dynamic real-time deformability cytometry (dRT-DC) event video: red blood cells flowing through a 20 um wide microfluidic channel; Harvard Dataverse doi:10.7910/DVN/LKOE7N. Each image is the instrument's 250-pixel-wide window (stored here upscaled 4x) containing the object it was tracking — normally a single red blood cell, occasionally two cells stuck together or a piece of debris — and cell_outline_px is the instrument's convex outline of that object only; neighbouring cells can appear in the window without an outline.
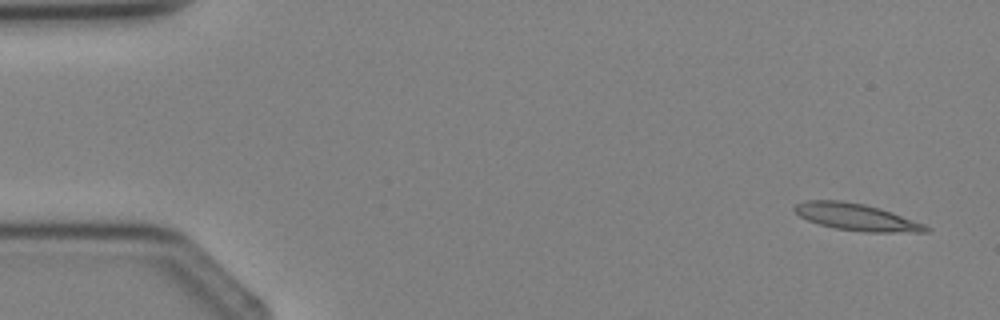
{"species": "Egyptian fruit bat (a non-hibernating species)", "species_latin": "Rousettus aegyptiacus", "temperature_condition": "cold", "stored_images_in_passage": 4, "camera_frame_rate_fps": 3000, "um_per_image_px": 0.085, "animal": {"sex": "female"}, "frame": {"image": 1, "passage_image": 1, "time_ms": 0.0, "image_size_px": [1000, 320], "cell_outline_px": [[932, 228], [928, 232], [868, 232], [836, 228], [820, 224], [808, 220], [800, 216], [792, 208], [796, 204], [804, 200], [840, 200], [864, 204], [880, 208], [892, 212], [924, 224]], "centroid_in_image_um": [72.8, 18.44], "position_along_channel_um": 12.2, "area_um2": 20.46}}
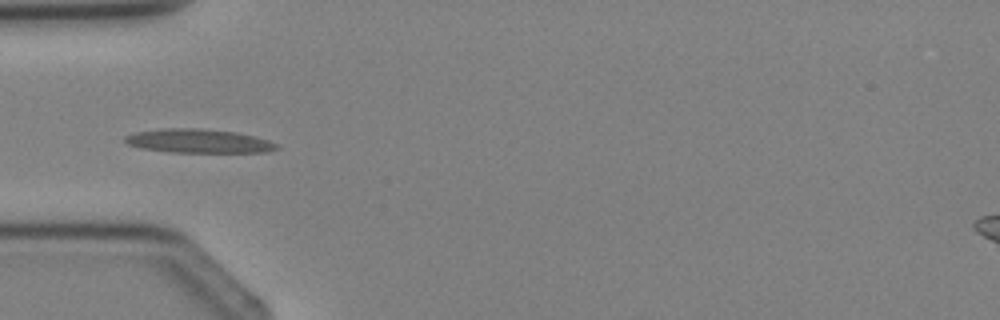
{"frame": {"image": 2, "passage_image": 4, "time_ms": 3.333, "image_size_px": [1000, 320], "cell_outline_px": [[280, 148], [268, 152], [168, 152], [140, 148], [128, 144], [124, 140], [124, 136], [136, 132], [164, 128], [200, 128], [236, 132], [256, 136], [268, 140], [276, 144]], "centroid_in_image_um": [16.88, 11.98], "position_along_channel_um": 68.1, "area_um2": 21.15}}